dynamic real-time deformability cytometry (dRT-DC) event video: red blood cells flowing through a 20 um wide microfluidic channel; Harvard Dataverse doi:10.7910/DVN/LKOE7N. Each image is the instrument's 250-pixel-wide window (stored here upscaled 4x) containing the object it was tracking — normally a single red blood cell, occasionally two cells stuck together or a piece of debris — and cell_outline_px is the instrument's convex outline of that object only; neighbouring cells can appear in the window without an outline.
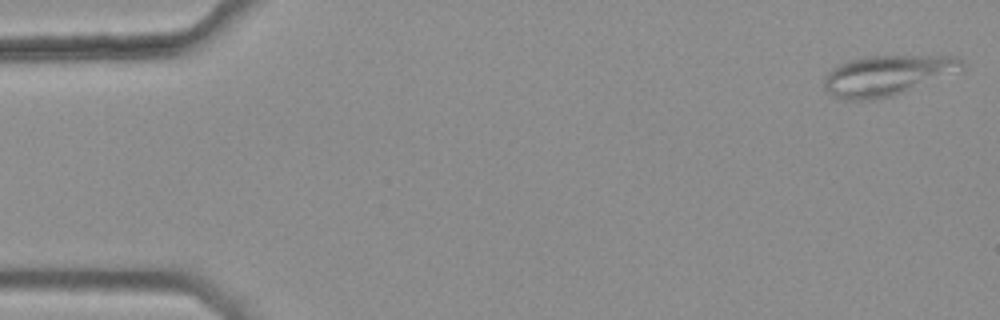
{"species": "common noctule bat (a hibernating species)", "species_latin": "Nyctalus noctula", "temperature_condition": "warm", "stored_images_in_passage": 47, "camera_frame_rate_fps": 3000, "um_per_image_px": 0.085, "animal": {"sex": "female", "body_mass_g": 25.1}, "frame": {"image": 1, "passage_image": 1, "time_ms": 0.0, "image_size_px": [1000, 320], "cell_outline_px": [[964, 72], [892, 96], [876, 100], [844, 100], [832, 96], [824, 88], [824, 76], [832, 68], [848, 60], [864, 56], [956, 56], [964, 60]], "centroid_in_image_um": [75.47, 6.41], "position_along_channel_um": 9.5, "area_um2": 33.12}}
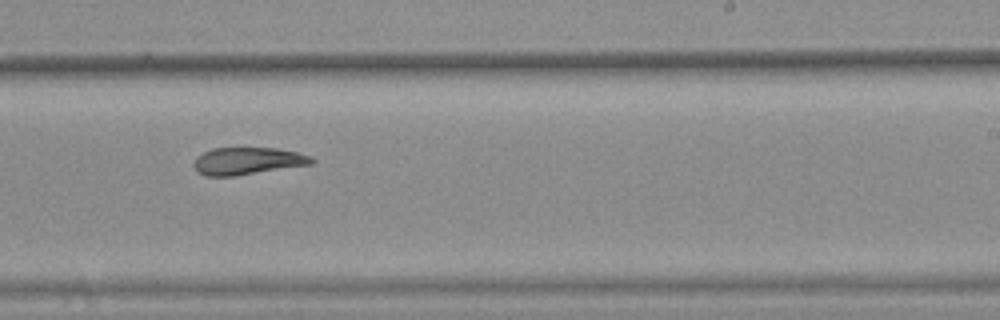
{"frame": {"image": 2, "passage_image": 32, "time_ms": 10.333, "image_size_px": [1000, 320], "cell_outline_px": [[316, 160], [312, 164], [232, 176], [204, 176], [196, 172], [192, 164], [196, 156], [212, 148], [276, 148], [296, 152], [312, 156]], "centroid_in_image_um": [21.0, 13.68], "position_along_channel_um": 268.0, "area_um2": 18.79}}
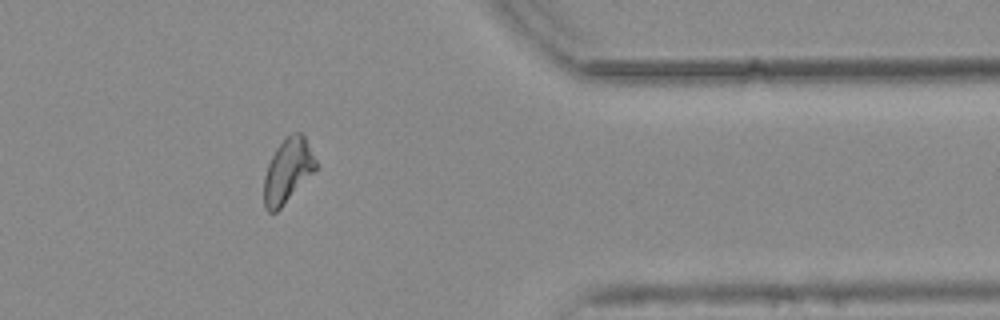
{"frame": {"image": 3, "passage_image": 43, "time_ms": 14.0, "image_size_px": [1000, 320], "cell_outline_px": [[316, 168], [280, 208], [276, 212], [268, 212], [264, 208], [264, 176], [268, 164], [276, 148], [292, 132], [300, 132], [304, 136], [316, 160]], "centroid_in_image_um": [24.43, 14.51], "position_along_channel_um": 387.0, "area_um2": 18.84}, "authors_computed_cell_mechanics": {"area_um2": 19.8254, "velocity_mm_per_s": 3.7294, "shape_relaxation_time_tau1_ms": null, "shape_relaxation_time_tau2_ms": 6.7309, "deformation_change_tau1": null, "deformation_change_tau2": 0.1268}}